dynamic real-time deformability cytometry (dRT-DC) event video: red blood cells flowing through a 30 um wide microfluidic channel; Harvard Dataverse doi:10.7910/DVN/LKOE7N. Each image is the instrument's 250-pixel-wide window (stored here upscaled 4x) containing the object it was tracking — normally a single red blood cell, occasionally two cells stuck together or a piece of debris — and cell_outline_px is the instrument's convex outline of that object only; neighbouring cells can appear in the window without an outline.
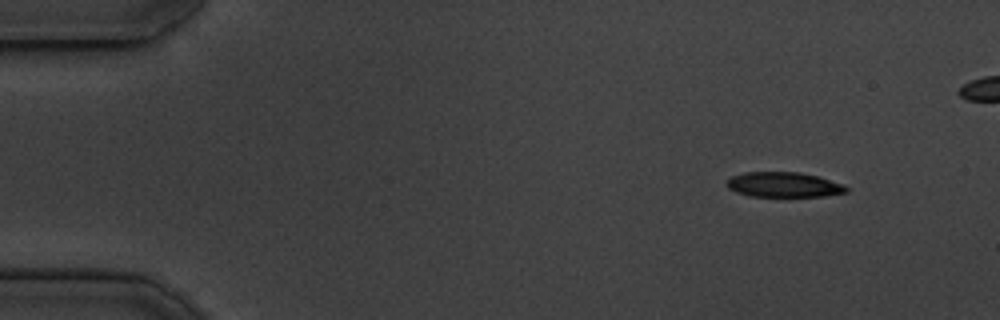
{"species": "common noctule bat (a hibernating species)", "species_latin": "Nyctalus noctula", "temperature_condition": "cold", "stored_images_in_passage": 45, "camera_frame_rate_fps": 3000, "um_per_image_px": 0.085, "animal": {"sex": "male", "body_mass_g": 19.5, "forearm_length_mm": 54.6}, "frame": {"image": 1, "passage_image": 1, "time_ms": 0.0, "image_size_px": [1000, 320], "cell_outline_px": [[848, 192], [824, 196], [752, 196], [736, 192], [728, 188], [724, 184], [732, 176], [744, 172], [800, 172], [816, 176], [844, 184], [848, 188]], "centroid_in_image_um": [66.61, 15.69], "position_along_channel_um": 18.4, "area_um2": 17.4}}
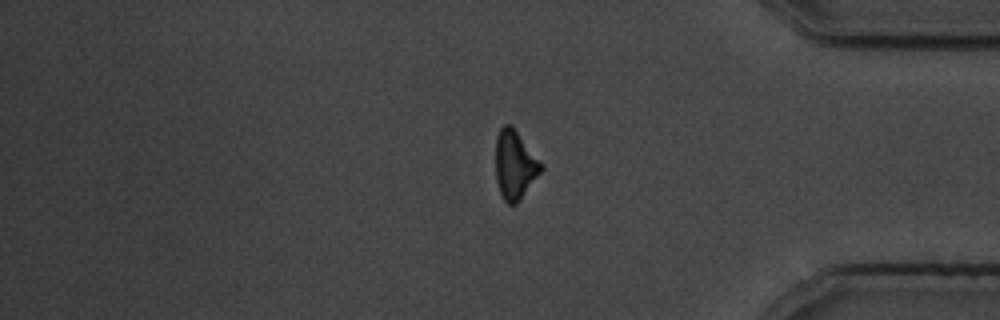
{"frame": {"image": 2, "passage_image": 40, "time_ms": 13.0, "image_size_px": [1000, 320], "cell_outline_px": [[544, 168], [520, 200], [516, 204], [508, 204], [504, 200], [500, 192], [496, 180], [496, 136], [500, 128], [504, 124], [508, 124], [516, 132], [544, 164]], "centroid_in_image_um": [43.77, 14.04], "position_along_channel_um": 391.4, "area_um2": 18.03}}